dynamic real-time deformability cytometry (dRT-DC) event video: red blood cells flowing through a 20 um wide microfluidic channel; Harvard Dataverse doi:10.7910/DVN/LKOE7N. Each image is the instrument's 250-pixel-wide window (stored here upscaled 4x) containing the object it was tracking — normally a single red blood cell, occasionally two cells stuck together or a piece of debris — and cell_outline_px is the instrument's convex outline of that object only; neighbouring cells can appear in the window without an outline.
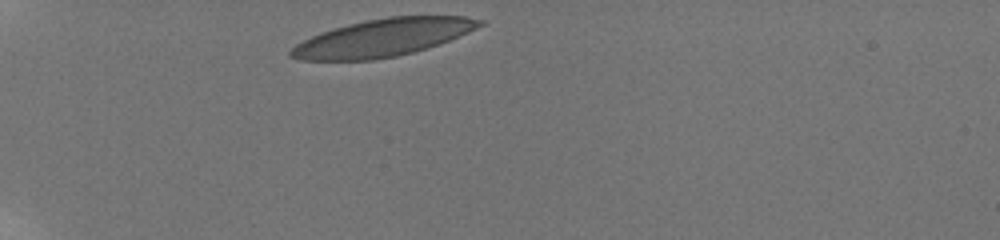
{"species": "human", "species_latin": "Homo sapiens", "temperature_condition": "room temperature", "stored_images_in_passage": 21, "camera_frame_rate_fps": 3000, "um_per_image_px": 0.085, "donor": {"sex": "male"}, "frame": {"image": 1, "passage_image": 1, "time_ms": 0.0, "image_size_px": [1000, 240], "cell_outline_px": [[484, 24], [468, 32], [440, 44], [412, 52], [396, 56], [372, 60], [300, 60], [288, 56], [288, 52], [296, 44], [320, 32], [332, 28], [348, 24], [388, 16], [464, 16], [484, 20]], "centroid_in_image_um": [32.53, 3.2], "position_along_channel_um": 52.5, "area_um2": 41.04}}
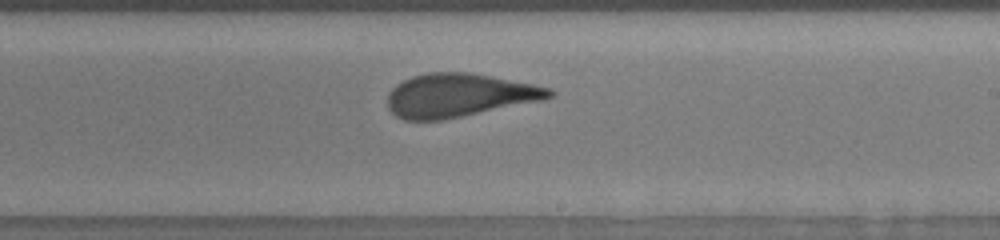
{"frame": {"image": 2, "passage_image": 13, "time_ms": 6.333, "image_size_px": [1000, 240], "cell_outline_px": [[556, 92], [552, 96], [544, 100], [444, 120], [404, 120], [396, 116], [388, 108], [388, 92], [396, 84], [412, 76], [428, 72], [472, 72], [552, 88]], "centroid_in_image_um": [39.03, 8.1], "position_along_channel_um": 250.0, "area_um2": 41.21}}
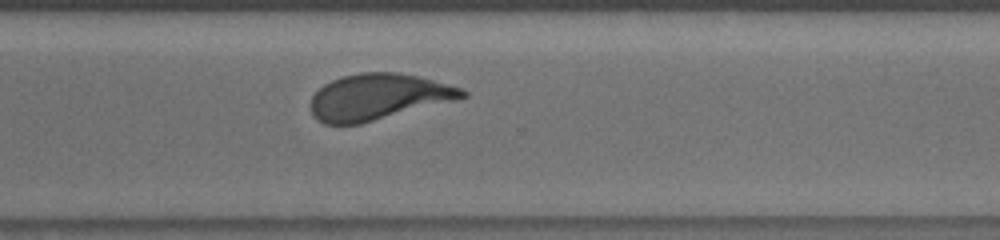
{"frame": {"image": 3, "passage_image": 17, "time_ms": 8.667, "image_size_px": [1000, 240], "cell_outline_px": [[468, 96], [360, 124], [324, 124], [312, 116], [312, 96], [324, 84], [332, 80], [344, 76], [360, 72], [400, 72], [420, 76], [464, 88], [468, 92]], "centroid_in_image_um": [32.16, 8.22], "position_along_channel_um": 338.4, "area_um2": 40.46}, "authors_computed_cell_mechanics": {"area_um2": 41.2692, "velocity_mm_per_s": 3.7913, "shape_relaxation_time_tau1_ms": 4.6626, "shape_relaxation_time_tau2_ms": 0.9989, "deformation_change_tau1": 0.1837, "deformation_change_tau2": 0.0922}}